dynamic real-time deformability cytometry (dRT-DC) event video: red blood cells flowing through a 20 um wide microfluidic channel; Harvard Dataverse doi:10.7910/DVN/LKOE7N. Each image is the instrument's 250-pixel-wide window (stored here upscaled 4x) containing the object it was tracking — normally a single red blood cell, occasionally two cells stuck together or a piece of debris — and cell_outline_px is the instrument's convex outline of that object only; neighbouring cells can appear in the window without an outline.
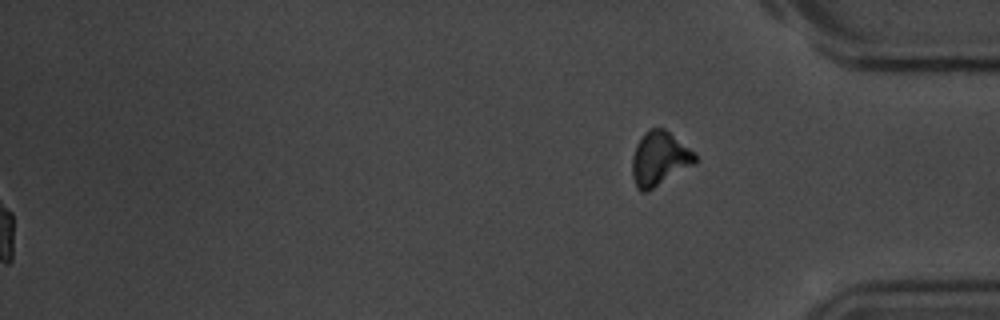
{"species": "common noctule bat (a hibernating species)", "species_latin": "Nyctalus noctula", "temperature_condition": "room temperature", "stored_images_in_passage": 54, "camera_frame_rate_fps": 3000, "um_per_image_px": 0.085, "animal": {"sex": "male", "body_mass_g": 20.1, "forearm_length_mm": 53.5}, "frame": {"image": 1, "passage_image": 54, "time_ms": 17.667, "image_size_px": [1000, 320], "cell_outline_px": [[700, 160], [696, 164], [648, 192], [640, 192], [636, 188], [632, 176], [632, 156], [636, 144], [644, 132], [648, 128], [664, 128], [696, 152]], "centroid_in_image_um": [56.08, 13.51], "position_along_channel_um": 379.1, "area_um2": 20.52}, "authors_computed_cell_mechanics": {"area_um2": 19.0451, "velocity_mm_per_s": 3.7156, "shape_relaxation_time_tau1_ms": 3.6755, "shape_relaxation_time_tau2_ms": 1.751, "deformation_change_tau1": 0.1372, "deformation_change_tau2": 0.0846}}